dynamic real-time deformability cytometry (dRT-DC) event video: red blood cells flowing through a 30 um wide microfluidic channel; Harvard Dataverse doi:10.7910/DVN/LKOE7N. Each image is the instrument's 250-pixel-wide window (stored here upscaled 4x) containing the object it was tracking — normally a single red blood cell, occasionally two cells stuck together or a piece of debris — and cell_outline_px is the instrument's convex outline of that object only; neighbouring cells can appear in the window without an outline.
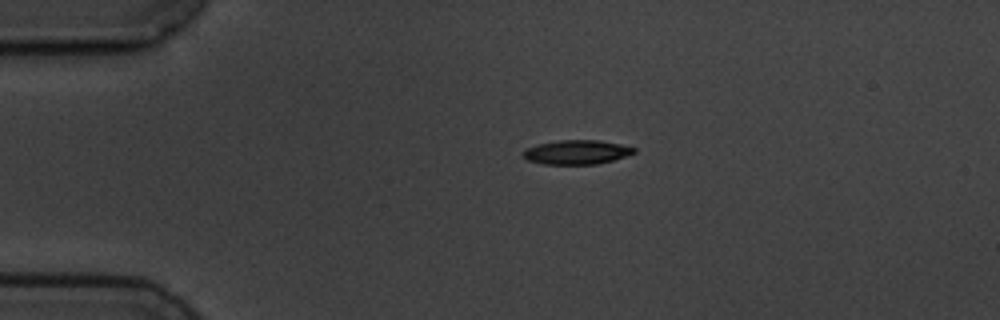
{"species": "common noctule bat (a hibernating species)", "species_latin": "Nyctalus noctula", "temperature_condition": "cold", "stored_images_in_passage": 8, "camera_frame_rate_fps": 3000, "um_per_image_px": 0.085, "animal": {"sex": "male", "body_mass_g": 19.5, "forearm_length_mm": 54.6}, "frame": {"image": 1, "passage_image": 1, "time_ms": 0.0, "image_size_px": [1000, 320], "cell_outline_px": [[636, 152], [612, 160], [596, 164], [544, 164], [528, 160], [524, 156], [524, 152], [528, 148], [536, 144], [560, 140], [600, 140], [620, 144], [636, 148]], "centroid_in_image_um": [49.03, 12.93], "position_along_channel_um": 36.0, "area_um2": 15.43}}
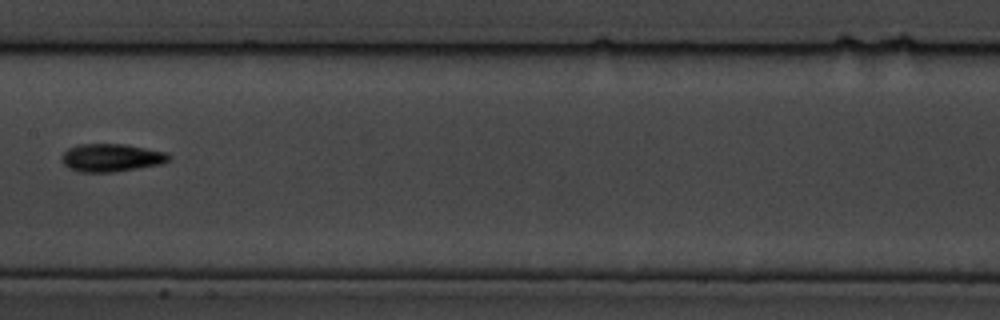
{"frame": {"image": 2, "passage_image": 5, "time_ms": 5.667, "image_size_px": [1000, 320], "cell_outline_px": [[172, 156], [168, 160], [160, 164], [112, 172], [80, 172], [68, 168], [60, 160], [64, 152], [68, 148], [80, 144], [124, 144], [168, 152]], "centroid_in_image_um": [9.45, 13.4], "position_along_channel_um": 198.0, "area_um2": 17.4}}
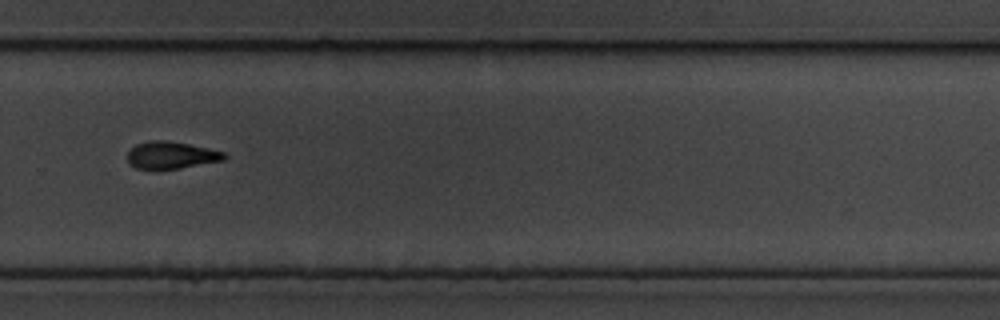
{"frame": {"image": 3, "passage_image": 8, "time_ms": 9.0, "image_size_px": [1000, 320], "cell_outline_px": [[228, 156], [224, 160], [180, 168], [136, 168], [128, 164], [128, 152], [136, 144], [148, 140], [168, 140], [208, 148], [224, 152]], "centroid_in_image_um": [14.55, 13.17], "position_along_channel_um": 315.2, "area_um2": 15.2}}